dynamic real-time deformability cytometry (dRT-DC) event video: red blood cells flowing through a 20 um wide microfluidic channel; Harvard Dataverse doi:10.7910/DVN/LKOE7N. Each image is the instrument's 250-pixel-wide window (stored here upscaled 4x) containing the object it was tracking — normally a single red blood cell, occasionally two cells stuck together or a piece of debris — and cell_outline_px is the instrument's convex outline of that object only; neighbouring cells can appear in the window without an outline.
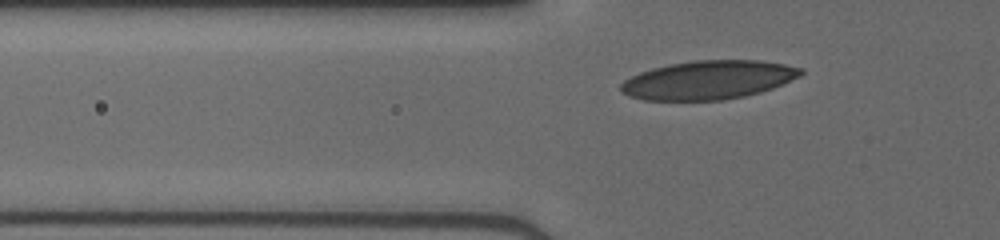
{"species": "human", "species_latin": "Homo sapiens", "temperature_condition": "cold", "stored_images_in_passage": 35, "camera_frame_rate_fps": 3000, "um_per_image_px": 0.085, "donor": {"sex": "male"}, "frame": {"image": 1, "passage_image": 10, "time_ms": 3.0, "image_size_px": [1000, 240], "cell_outline_px": [[804, 72], [800, 76], [772, 88], [760, 92], [744, 96], [724, 100], [644, 100], [628, 96], [620, 92], [620, 84], [624, 80], [640, 72], [652, 68], [668, 64], [696, 60], [760, 60], [784, 64], [804, 68]], "centroid_in_image_um": [60.19, 6.79], "position_along_channel_um": 65.6, "area_um2": 40.69}}
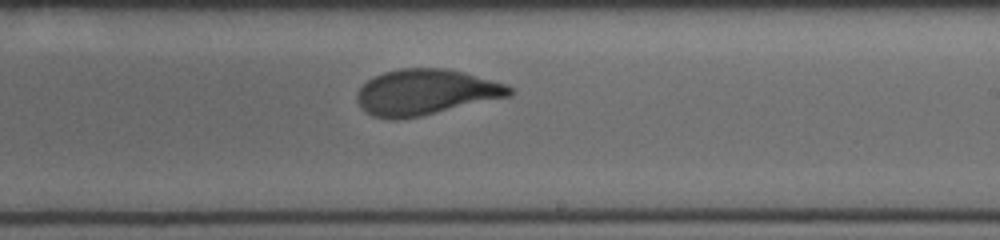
{"frame": {"image": 2, "passage_image": 24, "time_ms": 7.667, "image_size_px": [1000, 240], "cell_outline_px": [[516, 92], [512, 96], [420, 116], [396, 120], [392, 120], [372, 116], [356, 100], [356, 92], [368, 80], [384, 72], [400, 68], [448, 68], [464, 72], [504, 84], [516, 88]], "centroid_in_image_um": [36.22, 7.83], "position_along_channel_um": 252.8, "area_um2": 40.63}}
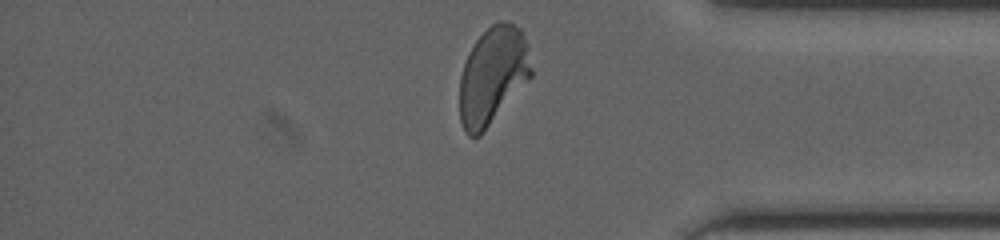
{"frame": {"image": 3, "passage_image": 35, "time_ms": 11.333, "image_size_px": [1000, 240], "cell_outline_px": [[532, 76], [480, 136], [468, 136], [464, 132], [460, 120], [460, 76], [468, 52], [476, 40], [492, 24], [500, 20], [508, 20], [520, 28], [524, 36], [532, 68]], "centroid_in_image_um": [41.87, 6.42], "position_along_channel_um": 393.3, "area_um2": 40.63}}